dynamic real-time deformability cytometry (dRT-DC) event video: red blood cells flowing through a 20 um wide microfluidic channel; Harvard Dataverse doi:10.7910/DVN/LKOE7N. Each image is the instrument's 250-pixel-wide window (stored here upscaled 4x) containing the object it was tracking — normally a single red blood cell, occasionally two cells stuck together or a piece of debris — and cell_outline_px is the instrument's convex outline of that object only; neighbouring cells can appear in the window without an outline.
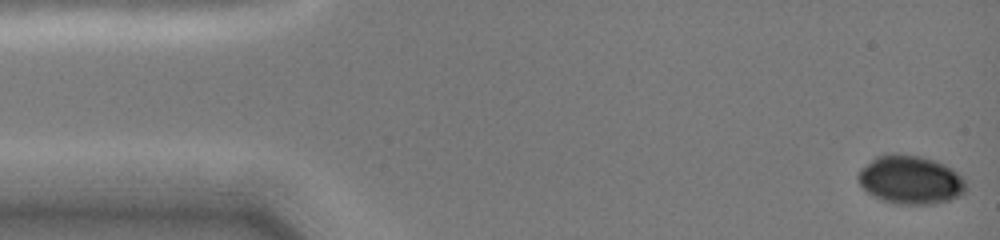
{"species": "common noctule bat (a hibernating species)", "species_latin": "Nyctalus noctula", "temperature_condition": "cold", "stored_images_in_passage": 5, "camera_frame_rate_fps": 3000, "um_per_image_px": 0.085, "animal": {"sex": "female", "body_mass_g": 19.0, "forearm_length_mm": 51.5}, "frame": {"image": 1, "passage_image": 1, "time_ms": 0.0, "image_size_px": [1000, 240], "cell_outline_px": [[968, 188], [960, 196], [936, 204], [896, 204], [884, 200], [868, 192], [860, 184], [856, 176], [860, 168], [876, 156], [892, 152], [896, 152], [920, 156], [936, 160], [952, 168], [964, 176]], "centroid_in_image_um": [77.42, 15.26], "position_along_channel_um": 7.6, "area_um2": 30.98}}